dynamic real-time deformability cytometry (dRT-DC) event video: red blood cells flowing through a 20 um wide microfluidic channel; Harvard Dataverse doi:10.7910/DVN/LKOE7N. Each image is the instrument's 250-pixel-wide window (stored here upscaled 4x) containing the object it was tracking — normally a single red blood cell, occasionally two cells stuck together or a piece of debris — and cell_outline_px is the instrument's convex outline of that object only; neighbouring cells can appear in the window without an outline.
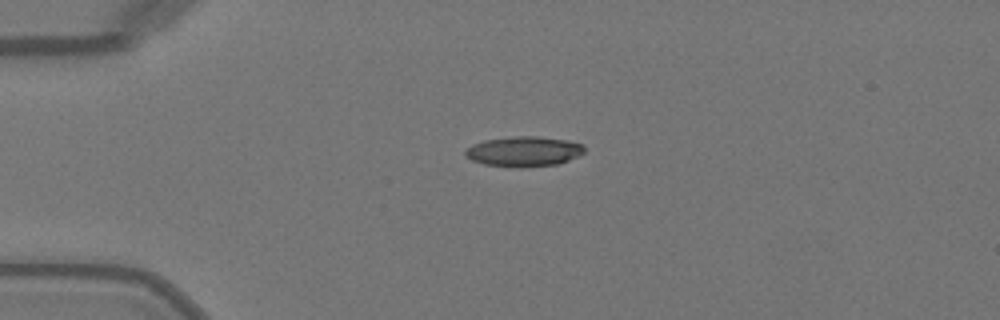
{"species": "Egyptian fruit bat (a non-hibernating species)", "species_latin": "Rousettus aegyptiacus", "temperature_condition": "warm", "stored_images_in_passage": 39, "camera_frame_rate_fps": 3000, "um_per_image_px": 0.085, "animal": {"sex": "female"}, "frame": {"image": 1, "passage_image": 1, "time_ms": 0.0, "image_size_px": [1000, 320], "cell_outline_px": [[584, 152], [568, 160], [556, 164], [520, 168], [512, 168], [484, 164], [472, 160], [464, 156], [464, 148], [472, 144], [484, 140], [516, 136], [536, 136], [568, 140], [584, 144]], "centroid_in_image_um": [44.47, 12.87], "position_along_channel_um": 40.5, "area_um2": 21.1}}
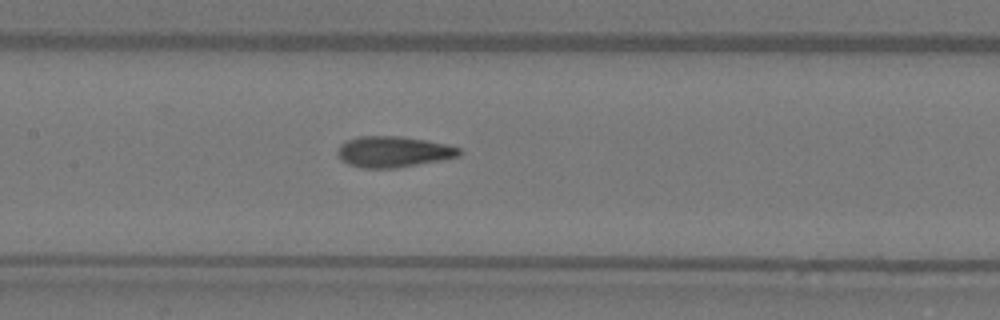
{"frame": {"image": 2, "passage_image": 13, "time_ms": 4.0, "image_size_px": [1000, 320], "cell_outline_px": [[460, 156], [440, 160], [396, 168], [360, 168], [348, 164], [340, 160], [336, 152], [340, 144], [348, 140], [360, 136], [400, 136], [448, 144], [460, 148]], "centroid_in_image_um": [33.4, 12.9], "position_along_channel_um": 174.0, "area_um2": 21.96}}
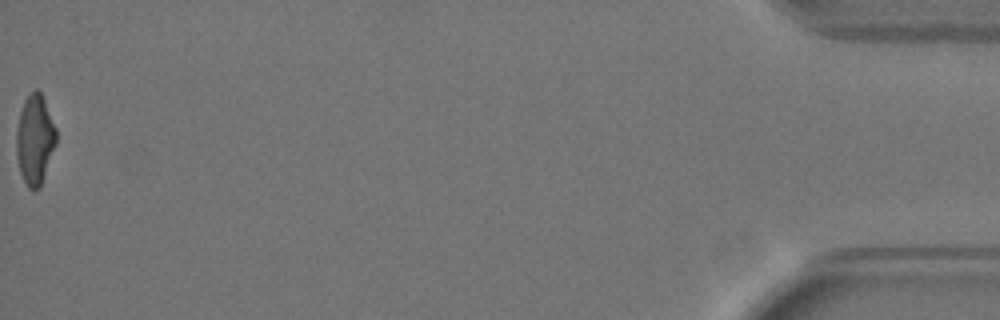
{"frame": {"image": 3, "passage_image": 39, "time_ms": 12.667, "image_size_px": [1000, 320], "cell_outline_px": [[56, 144], [40, 188], [28, 188], [20, 172], [16, 156], [16, 132], [20, 112], [24, 100], [36, 88], [40, 92], [44, 100], [56, 128]], "centroid_in_image_um": [2.96, 11.87], "position_along_channel_um": 432.2, "area_um2": 20.63}, "authors_computed_cell_mechanics": {"area_um2": 21.4438, "velocity_mm_per_s": 4.1026, "shape_relaxation_time_tau1_ms": 5.4245, "shape_relaxation_time_tau2_ms": 1.5607, "deformation_change_tau1": 0.2126, "deformation_change_tau2": 0.0868}}